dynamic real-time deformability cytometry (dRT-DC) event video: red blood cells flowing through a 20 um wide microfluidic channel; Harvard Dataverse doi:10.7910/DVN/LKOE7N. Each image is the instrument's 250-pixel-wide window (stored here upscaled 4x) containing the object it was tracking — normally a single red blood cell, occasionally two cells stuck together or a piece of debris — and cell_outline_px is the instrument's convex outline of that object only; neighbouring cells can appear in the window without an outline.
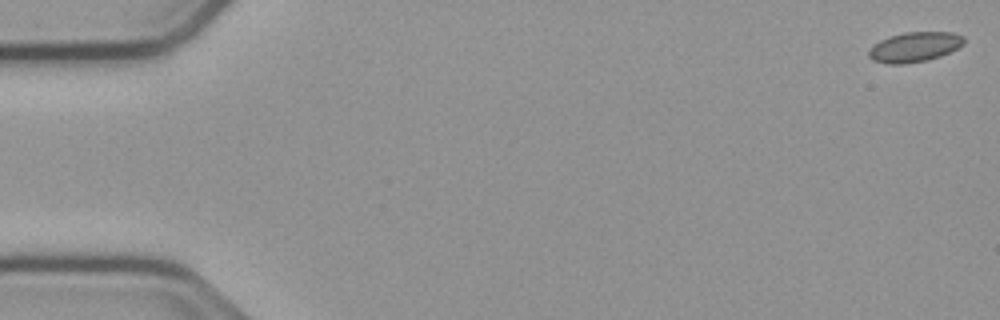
{"species": "common noctule bat (a hibernating species)", "species_latin": "Nyctalus noctula", "temperature_condition": "cold", "stored_images_in_passage": 55, "camera_frame_rate_fps": 3000, "um_per_image_px": 0.085, "animal": {"sex": "male", "body_mass_g": 23.1, "forearm_length_mm": 52.7}, "frame": {"image": 1, "passage_image": 1, "time_ms": 0.0, "image_size_px": [1000, 320], "cell_outline_px": [[964, 44], [940, 56], [928, 60], [904, 64], [884, 64], [872, 60], [868, 56], [868, 48], [872, 44], [888, 36], [904, 32], [952, 32], [964, 36]], "centroid_in_image_um": [77.67, 3.99], "position_along_channel_um": 7.3, "area_um2": 16.82}}
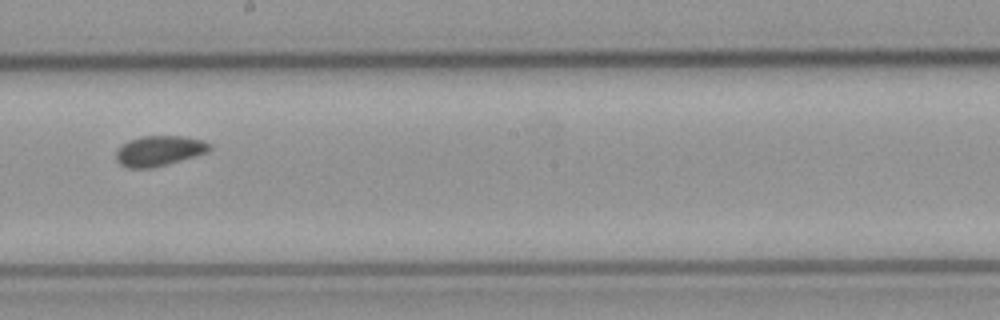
{"frame": {"image": 2, "passage_image": 31, "time_ms": 10.0, "image_size_px": [1000, 320], "cell_outline_px": [[212, 148], [208, 152], [168, 164], [152, 168], [128, 168], [120, 164], [116, 160], [116, 148], [120, 144], [128, 140], [140, 136], [184, 136], [204, 140], [212, 144]], "centroid_in_image_um": [13.52, 12.81], "position_along_channel_um": 234.7, "area_um2": 16.82}}
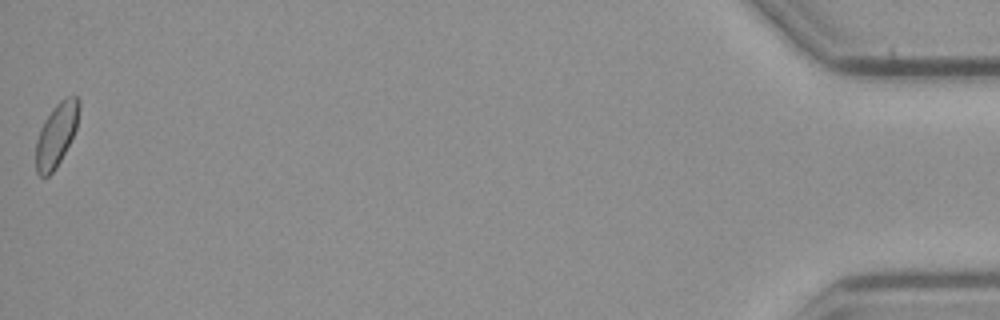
{"frame": {"image": 3, "passage_image": 55, "time_ms": 18.0, "image_size_px": [1000, 320], "cell_outline_px": [[80, 108], [76, 128], [56, 168], [48, 176], [40, 176], [36, 172], [36, 140], [40, 128], [44, 120], [52, 108], [60, 100], [68, 96], [76, 96], [80, 100]], "centroid_in_image_um": [4.78, 11.42], "position_along_channel_um": 430.4, "area_um2": 15.84}, "authors_computed_cell_mechanics": {"area_um2": 16.0106, "velocity_mm_per_s": 3.7573, "shape_relaxation_time_tau1_ms": null, "shape_relaxation_time_tau2_ms": 3.7447, "deformation_change_tau1": null, "deformation_change_tau2": 0.055}}